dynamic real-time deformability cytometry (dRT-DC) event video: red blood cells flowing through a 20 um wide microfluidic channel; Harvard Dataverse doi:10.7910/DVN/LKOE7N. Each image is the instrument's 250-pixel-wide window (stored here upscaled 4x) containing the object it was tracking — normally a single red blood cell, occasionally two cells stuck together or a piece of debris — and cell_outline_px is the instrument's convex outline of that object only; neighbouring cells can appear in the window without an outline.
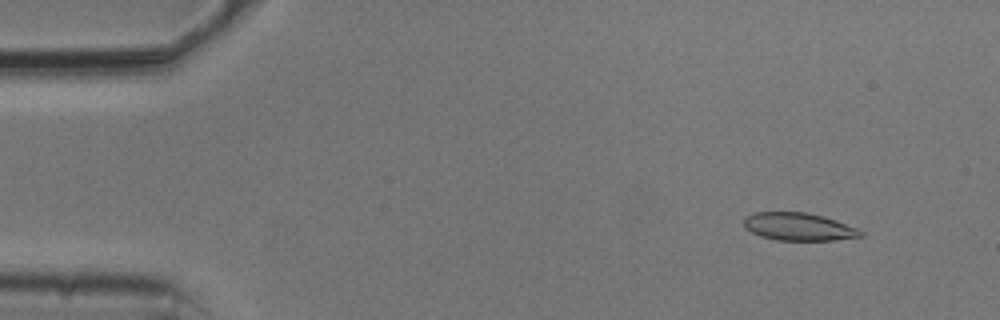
{"species": "common noctule bat (a hibernating species)", "species_latin": "Nyctalus noctula", "temperature_condition": "cold", "stored_images_in_passage": 53, "camera_frame_rate_fps": 3000, "um_per_image_px": 0.085, "animal": {"sex": "male", "body_mass_g": 20.5, "forearm_length_mm": 52.5}, "frame": {"image": 1, "passage_image": 5, "time_ms": 1.333, "image_size_px": [1000, 320], "cell_outline_px": [[864, 236], [836, 240], [776, 240], [760, 236], [744, 228], [744, 216], [756, 212], [808, 212], [824, 216], [836, 220], [856, 228], [864, 232]], "centroid_in_image_um": [67.88, 19.27], "position_along_channel_um": 17.1, "area_um2": 19.02}}
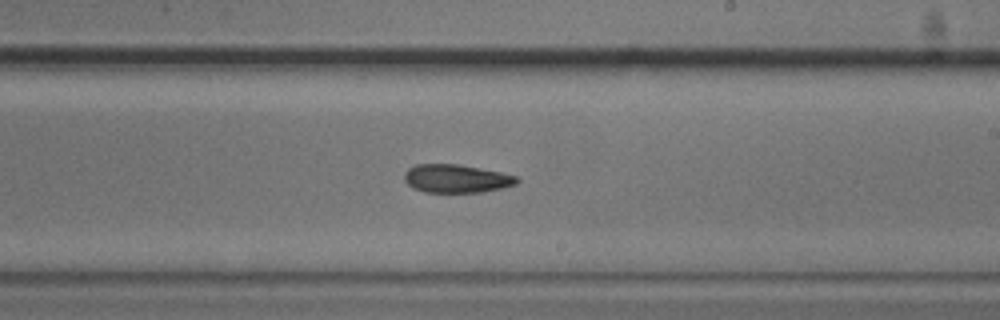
{"frame": {"image": 2, "passage_image": 31, "time_ms": 10.0, "image_size_px": [1000, 320], "cell_outline_px": [[520, 180], [516, 184], [504, 188], [480, 192], [424, 192], [412, 188], [404, 180], [404, 172], [408, 168], [416, 164], [460, 164], [500, 172], [516, 176]], "centroid_in_image_um": [38.77, 15.18], "position_along_channel_um": 250.2, "area_um2": 18.67}}
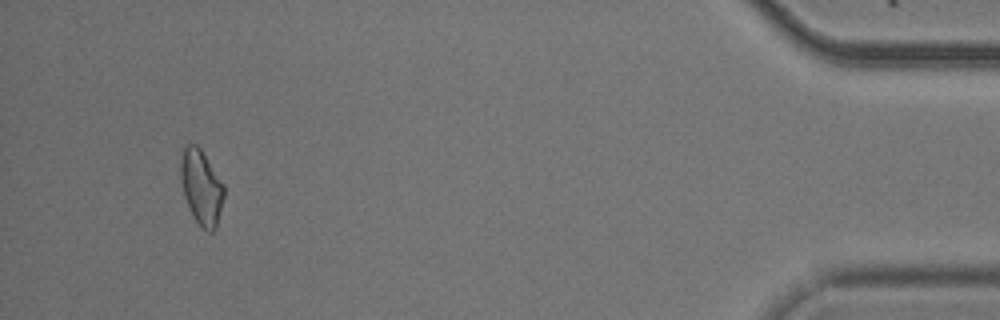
{"frame": {"image": 3, "passage_image": 50, "time_ms": 16.333, "image_size_px": [1000, 320], "cell_outline_px": [[224, 196], [216, 228], [212, 232], [208, 232], [192, 216], [184, 196], [180, 176], [180, 160], [184, 148], [188, 144], [196, 144], [200, 148], [224, 184]], "centroid_in_image_um": [17.11, 15.91], "position_along_channel_um": 418.1, "area_um2": 18.79}, "authors_computed_cell_mechanics": {"area_um2": 19.0162, "velocity_mm_per_s": 3.7857, "shape_relaxation_time_tau1_ms": 10.8485, "shape_relaxation_time_tau2_ms": 6.941, "deformation_change_tau1": 0.2045, "deformation_change_tau2": 0.1524}}